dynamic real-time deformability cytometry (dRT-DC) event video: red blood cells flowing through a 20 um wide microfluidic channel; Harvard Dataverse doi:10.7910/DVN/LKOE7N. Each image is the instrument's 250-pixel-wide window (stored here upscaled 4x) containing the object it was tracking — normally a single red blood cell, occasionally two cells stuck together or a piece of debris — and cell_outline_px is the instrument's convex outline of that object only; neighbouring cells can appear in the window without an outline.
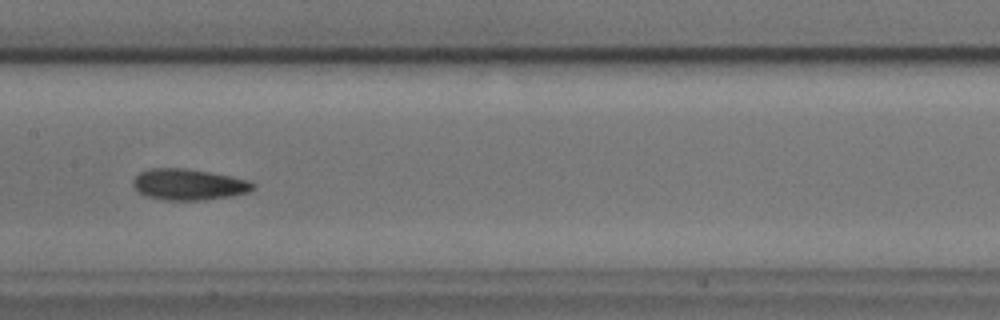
{"species": "common noctule bat (a hibernating species)", "species_latin": "Nyctalus noctula", "temperature_condition": "cold", "stored_images_in_passage": 6, "camera_frame_rate_fps": 3000, "um_per_image_px": 0.085, "animal": {"sex": "male", "body_mass_g": 17.9, "forearm_length_mm": 54.2}, "frame": {"image": 1, "passage_image": 6, "time_ms": 1.667, "image_size_px": [1000, 320], "cell_outline_px": [[256, 188], [248, 192], [232, 196], [204, 200], [164, 200], [148, 196], [140, 192], [132, 184], [132, 180], [140, 172], [152, 168], [184, 168], [212, 172], [248, 180], [256, 184]], "centroid_in_image_um": [16.08, 15.68], "position_along_channel_um": 191.3, "area_um2": 21.79}}